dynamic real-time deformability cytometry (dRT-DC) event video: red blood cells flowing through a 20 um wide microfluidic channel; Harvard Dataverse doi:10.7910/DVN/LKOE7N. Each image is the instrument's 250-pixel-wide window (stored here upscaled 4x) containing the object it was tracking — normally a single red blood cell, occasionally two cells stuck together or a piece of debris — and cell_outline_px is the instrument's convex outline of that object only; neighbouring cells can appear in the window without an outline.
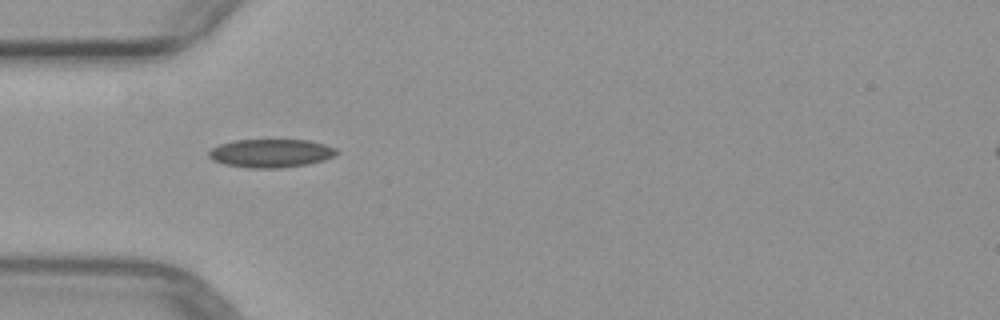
{"species": "common noctule bat (a hibernating species)", "species_latin": "Nyctalus noctula", "temperature_condition": "warm", "stored_images_in_passage": 6, "camera_frame_rate_fps": 3000, "um_per_image_px": 0.085, "animal": {"sex": "female", "body_mass_g": 29.2, "forearm_length_mm": 56.3}, "frame": {"image": 1, "passage_image": 4, "time_ms": 3.667, "image_size_px": [1000, 320], "cell_outline_px": [[340, 152], [324, 160], [308, 164], [276, 168], [248, 168], [224, 164], [212, 160], [208, 156], [208, 152], [212, 148], [220, 144], [232, 140], [308, 140], [324, 144], [336, 148]], "centroid_in_image_um": [23.01, 13.02], "position_along_channel_um": 62.0, "area_um2": 21.15}}
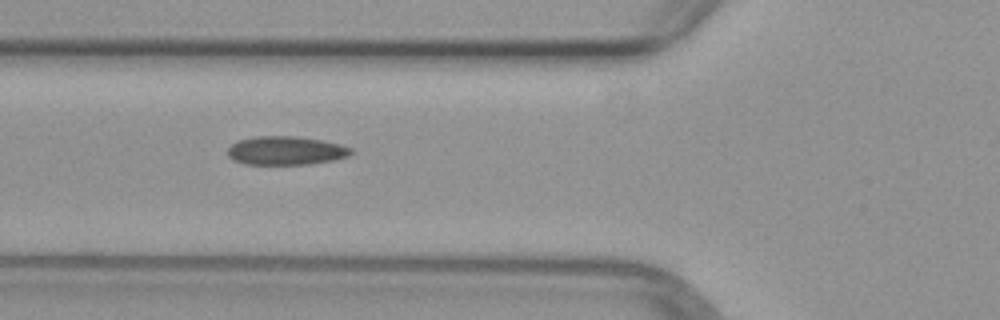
{"frame": {"image": 2, "passage_image": 5, "time_ms": 4.667, "image_size_px": [1000, 320], "cell_outline_px": [[352, 152], [348, 156], [332, 160], [308, 164], [244, 164], [232, 160], [228, 156], [228, 148], [232, 144], [240, 140], [256, 136], [296, 136], [320, 140], [340, 144], [352, 148]], "centroid_in_image_um": [24.28, 12.8], "position_along_channel_um": 101.5, "area_um2": 20.46}}
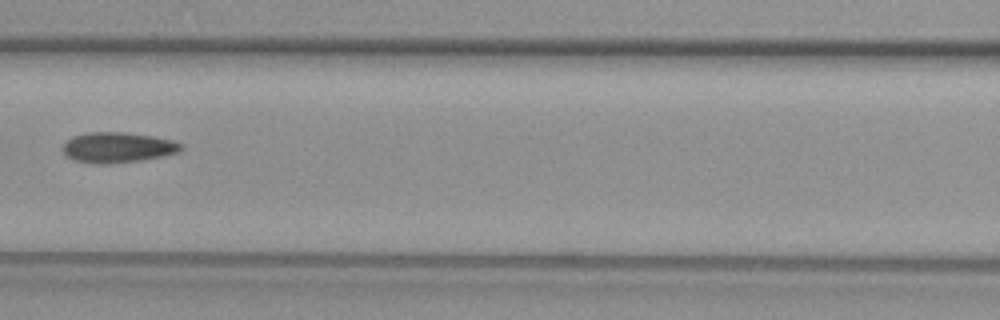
{"frame": {"image": 3, "passage_image": 6, "time_ms": 6.0, "image_size_px": [1000, 320], "cell_outline_px": [[184, 148], [176, 152], [160, 156], [140, 160], [108, 164], [92, 164], [76, 160], [68, 156], [60, 148], [72, 136], [84, 132], [124, 132], [152, 136], [172, 140], [184, 144]], "centroid_in_image_um": [9.97, 12.52], "position_along_channel_um": 156.6, "area_um2": 20.92}}